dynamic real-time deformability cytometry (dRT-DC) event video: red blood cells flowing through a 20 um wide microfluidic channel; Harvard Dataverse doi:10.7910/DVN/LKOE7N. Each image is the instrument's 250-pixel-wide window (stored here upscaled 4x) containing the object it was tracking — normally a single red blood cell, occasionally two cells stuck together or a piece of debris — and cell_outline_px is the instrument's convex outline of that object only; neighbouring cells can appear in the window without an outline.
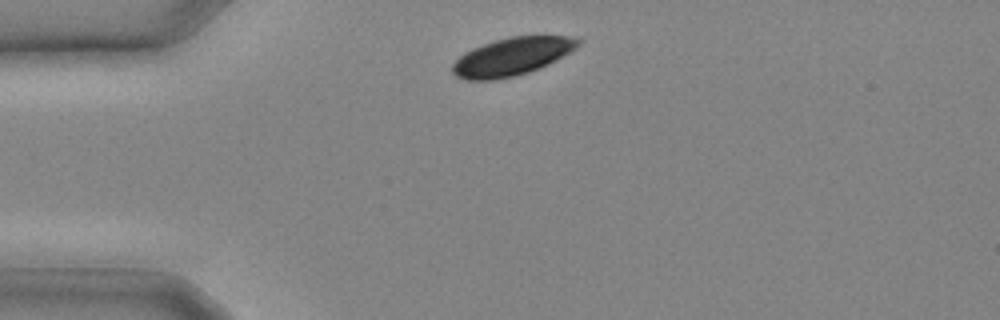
{"species": "common noctule bat (a hibernating species)", "species_latin": "Nyctalus noctula", "temperature_condition": "cold", "stored_images_in_passage": 15, "camera_frame_rate_fps": 3000, "um_per_image_px": 0.085, "animal": {"sex": "male", "body_mass_g": 20.4}, "frame": {"image": 1, "passage_image": 1, "time_ms": 0.0, "image_size_px": [1000, 320], "cell_outline_px": [[584, 40], [576, 48], [548, 64], [528, 72], [512, 76], [492, 80], [468, 80], [456, 76], [452, 72], [452, 64], [464, 52], [472, 48], [508, 36], [576, 36]], "centroid_in_image_um": [43.53, 4.79], "position_along_channel_um": 41.5, "area_um2": 27.57}}
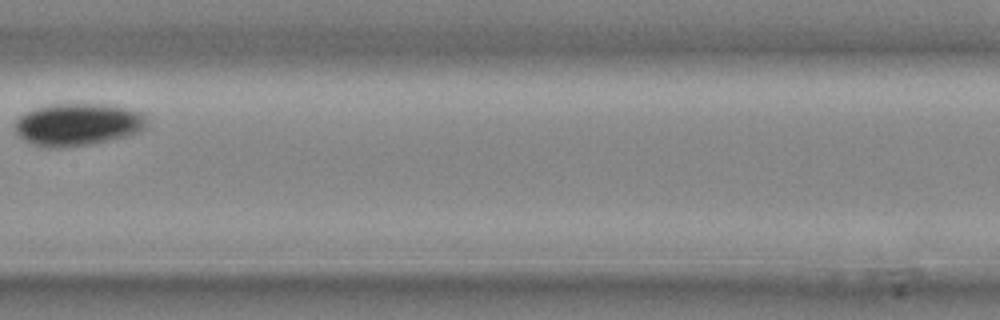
{"frame": {"image": 2, "passage_image": 9, "time_ms": 2.667, "image_size_px": [1000, 320], "cell_outline_px": [[148, 128], [140, 132], [128, 136], [92, 144], [60, 148], [44, 148], [32, 144], [16, 136], [12, 128], [16, 120], [20, 116], [36, 108], [48, 104], [76, 100], [108, 104], [148, 112]], "centroid_in_image_um": [6.66, 10.54], "position_along_channel_um": 200.7, "area_um2": 34.51}}
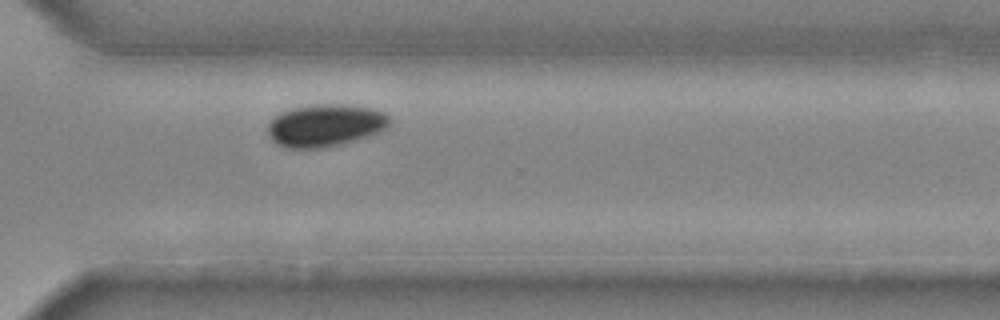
{"frame": {"image": 3, "passage_image": 15, "time_ms": 4.667, "image_size_px": [1000, 320], "cell_outline_px": [[392, 124], [388, 128], [372, 136], [324, 148], [284, 148], [276, 144], [268, 136], [268, 124], [280, 112], [292, 108], [308, 104], [352, 104], [372, 108], [384, 112], [392, 120]], "centroid_in_image_um": [27.69, 10.65], "position_along_channel_um": 342.9, "area_um2": 30.81}}